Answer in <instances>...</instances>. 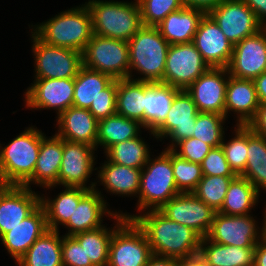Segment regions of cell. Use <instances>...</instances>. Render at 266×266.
Returning a JSON list of instances; mask_svg holds the SVG:
<instances>
[{
  "label": "cell",
  "instance_id": "cell-1",
  "mask_svg": "<svg viewBox=\"0 0 266 266\" xmlns=\"http://www.w3.org/2000/svg\"><path fill=\"white\" fill-rule=\"evenodd\" d=\"M122 215L144 232L153 255L186 260L199 255L202 237L193 229L168 219L159 210ZM137 214V215H136Z\"/></svg>",
  "mask_w": 266,
  "mask_h": 266
},
{
  "label": "cell",
  "instance_id": "cell-2",
  "mask_svg": "<svg viewBox=\"0 0 266 266\" xmlns=\"http://www.w3.org/2000/svg\"><path fill=\"white\" fill-rule=\"evenodd\" d=\"M31 27L30 30L46 44L82 53L93 35L92 17L86 4L62 11Z\"/></svg>",
  "mask_w": 266,
  "mask_h": 266
},
{
  "label": "cell",
  "instance_id": "cell-3",
  "mask_svg": "<svg viewBox=\"0 0 266 266\" xmlns=\"http://www.w3.org/2000/svg\"><path fill=\"white\" fill-rule=\"evenodd\" d=\"M169 45L157 27L142 26L128 41L129 79L162 82ZM135 70L140 78L133 77Z\"/></svg>",
  "mask_w": 266,
  "mask_h": 266
},
{
  "label": "cell",
  "instance_id": "cell-4",
  "mask_svg": "<svg viewBox=\"0 0 266 266\" xmlns=\"http://www.w3.org/2000/svg\"><path fill=\"white\" fill-rule=\"evenodd\" d=\"M44 136L29 126L5 147L0 143V184L22 186L33 175Z\"/></svg>",
  "mask_w": 266,
  "mask_h": 266
},
{
  "label": "cell",
  "instance_id": "cell-5",
  "mask_svg": "<svg viewBox=\"0 0 266 266\" xmlns=\"http://www.w3.org/2000/svg\"><path fill=\"white\" fill-rule=\"evenodd\" d=\"M134 1L85 2L91 13L93 34L128 42L143 26L139 4Z\"/></svg>",
  "mask_w": 266,
  "mask_h": 266
},
{
  "label": "cell",
  "instance_id": "cell-6",
  "mask_svg": "<svg viewBox=\"0 0 266 266\" xmlns=\"http://www.w3.org/2000/svg\"><path fill=\"white\" fill-rule=\"evenodd\" d=\"M179 193L173 175L171 149L164 148L158 156H150L142 168L137 212L159 210Z\"/></svg>",
  "mask_w": 266,
  "mask_h": 266
},
{
  "label": "cell",
  "instance_id": "cell-7",
  "mask_svg": "<svg viewBox=\"0 0 266 266\" xmlns=\"http://www.w3.org/2000/svg\"><path fill=\"white\" fill-rule=\"evenodd\" d=\"M83 66L110 75L129 78L128 42L93 34L83 53Z\"/></svg>",
  "mask_w": 266,
  "mask_h": 266
},
{
  "label": "cell",
  "instance_id": "cell-8",
  "mask_svg": "<svg viewBox=\"0 0 266 266\" xmlns=\"http://www.w3.org/2000/svg\"><path fill=\"white\" fill-rule=\"evenodd\" d=\"M34 79L75 78L83 66L82 52L46 44L32 31Z\"/></svg>",
  "mask_w": 266,
  "mask_h": 266
},
{
  "label": "cell",
  "instance_id": "cell-9",
  "mask_svg": "<svg viewBox=\"0 0 266 266\" xmlns=\"http://www.w3.org/2000/svg\"><path fill=\"white\" fill-rule=\"evenodd\" d=\"M152 255L144 232L133 220L126 219L113 232L107 266H146Z\"/></svg>",
  "mask_w": 266,
  "mask_h": 266
},
{
  "label": "cell",
  "instance_id": "cell-10",
  "mask_svg": "<svg viewBox=\"0 0 266 266\" xmlns=\"http://www.w3.org/2000/svg\"><path fill=\"white\" fill-rule=\"evenodd\" d=\"M209 68L193 42L171 44L169 45L161 83L179 90H186Z\"/></svg>",
  "mask_w": 266,
  "mask_h": 266
},
{
  "label": "cell",
  "instance_id": "cell-11",
  "mask_svg": "<svg viewBox=\"0 0 266 266\" xmlns=\"http://www.w3.org/2000/svg\"><path fill=\"white\" fill-rule=\"evenodd\" d=\"M257 223L251 214L232 216L216 212L206 237L222 245L255 248L263 238V228Z\"/></svg>",
  "mask_w": 266,
  "mask_h": 266
},
{
  "label": "cell",
  "instance_id": "cell-12",
  "mask_svg": "<svg viewBox=\"0 0 266 266\" xmlns=\"http://www.w3.org/2000/svg\"><path fill=\"white\" fill-rule=\"evenodd\" d=\"M96 148L85 143L63 140V156L58 175V186L83 187L89 190L95 189L97 182H89L95 167Z\"/></svg>",
  "mask_w": 266,
  "mask_h": 266
},
{
  "label": "cell",
  "instance_id": "cell-13",
  "mask_svg": "<svg viewBox=\"0 0 266 266\" xmlns=\"http://www.w3.org/2000/svg\"><path fill=\"white\" fill-rule=\"evenodd\" d=\"M207 14L233 45L259 31L260 22L243 0H223Z\"/></svg>",
  "mask_w": 266,
  "mask_h": 266
},
{
  "label": "cell",
  "instance_id": "cell-14",
  "mask_svg": "<svg viewBox=\"0 0 266 266\" xmlns=\"http://www.w3.org/2000/svg\"><path fill=\"white\" fill-rule=\"evenodd\" d=\"M31 85L23 94L28 110L53 109L58 117L73 106L74 78L34 79Z\"/></svg>",
  "mask_w": 266,
  "mask_h": 266
},
{
  "label": "cell",
  "instance_id": "cell-15",
  "mask_svg": "<svg viewBox=\"0 0 266 266\" xmlns=\"http://www.w3.org/2000/svg\"><path fill=\"white\" fill-rule=\"evenodd\" d=\"M159 211L168 219L193 229L202 238L208 235L216 213L193 193H179Z\"/></svg>",
  "mask_w": 266,
  "mask_h": 266
},
{
  "label": "cell",
  "instance_id": "cell-16",
  "mask_svg": "<svg viewBox=\"0 0 266 266\" xmlns=\"http://www.w3.org/2000/svg\"><path fill=\"white\" fill-rule=\"evenodd\" d=\"M198 113L191 95L186 90H180L173 100L166 120L152 137L160 141L169 138L171 144H167V149H171L177 142L192 137Z\"/></svg>",
  "mask_w": 266,
  "mask_h": 266
},
{
  "label": "cell",
  "instance_id": "cell-17",
  "mask_svg": "<svg viewBox=\"0 0 266 266\" xmlns=\"http://www.w3.org/2000/svg\"><path fill=\"white\" fill-rule=\"evenodd\" d=\"M40 205V194L18 185L0 184V238Z\"/></svg>",
  "mask_w": 266,
  "mask_h": 266
},
{
  "label": "cell",
  "instance_id": "cell-18",
  "mask_svg": "<svg viewBox=\"0 0 266 266\" xmlns=\"http://www.w3.org/2000/svg\"><path fill=\"white\" fill-rule=\"evenodd\" d=\"M228 77L227 68L210 67L186 89L198 112L224 115Z\"/></svg>",
  "mask_w": 266,
  "mask_h": 266
},
{
  "label": "cell",
  "instance_id": "cell-19",
  "mask_svg": "<svg viewBox=\"0 0 266 266\" xmlns=\"http://www.w3.org/2000/svg\"><path fill=\"white\" fill-rule=\"evenodd\" d=\"M227 70L230 76L250 80L266 72V38L260 31L234 45Z\"/></svg>",
  "mask_w": 266,
  "mask_h": 266
},
{
  "label": "cell",
  "instance_id": "cell-20",
  "mask_svg": "<svg viewBox=\"0 0 266 266\" xmlns=\"http://www.w3.org/2000/svg\"><path fill=\"white\" fill-rule=\"evenodd\" d=\"M193 43L209 67L227 68L234 45L207 13L199 23Z\"/></svg>",
  "mask_w": 266,
  "mask_h": 266
},
{
  "label": "cell",
  "instance_id": "cell-21",
  "mask_svg": "<svg viewBox=\"0 0 266 266\" xmlns=\"http://www.w3.org/2000/svg\"><path fill=\"white\" fill-rule=\"evenodd\" d=\"M107 199H104L101 191L89 190L79 201L69 221L64 225L68 230L65 235L73 236L80 232L90 231L104 226L103 216L113 217L117 211L108 208Z\"/></svg>",
  "mask_w": 266,
  "mask_h": 266
},
{
  "label": "cell",
  "instance_id": "cell-22",
  "mask_svg": "<svg viewBox=\"0 0 266 266\" xmlns=\"http://www.w3.org/2000/svg\"><path fill=\"white\" fill-rule=\"evenodd\" d=\"M49 230L46 214L43 206L40 204L28 217L20 224L5 233L1 238V244L4 245L8 254L17 263L34 242Z\"/></svg>",
  "mask_w": 266,
  "mask_h": 266
},
{
  "label": "cell",
  "instance_id": "cell-23",
  "mask_svg": "<svg viewBox=\"0 0 266 266\" xmlns=\"http://www.w3.org/2000/svg\"><path fill=\"white\" fill-rule=\"evenodd\" d=\"M63 156V139L56 133L41 139L40 150L33 175L22 185L31 188L36 184L44 189L58 186V175Z\"/></svg>",
  "mask_w": 266,
  "mask_h": 266
},
{
  "label": "cell",
  "instance_id": "cell-24",
  "mask_svg": "<svg viewBox=\"0 0 266 266\" xmlns=\"http://www.w3.org/2000/svg\"><path fill=\"white\" fill-rule=\"evenodd\" d=\"M259 99L253 80L228 77L225 95L224 116L236 114V124L247 125L255 116ZM232 111V112H230Z\"/></svg>",
  "mask_w": 266,
  "mask_h": 266
},
{
  "label": "cell",
  "instance_id": "cell-25",
  "mask_svg": "<svg viewBox=\"0 0 266 266\" xmlns=\"http://www.w3.org/2000/svg\"><path fill=\"white\" fill-rule=\"evenodd\" d=\"M55 133L63 140L85 143L96 148L99 121L88 109L70 107L56 117Z\"/></svg>",
  "mask_w": 266,
  "mask_h": 266
},
{
  "label": "cell",
  "instance_id": "cell-26",
  "mask_svg": "<svg viewBox=\"0 0 266 266\" xmlns=\"http://www.w3.org/2000/svg\"><path fill=\"white\" fill-rule=\"evenodd\" d=\"M96 168L97 183L100 182L98 184L104 186V190L108 193L138 198L142 169L119 165L110 162L107 158L99 169Z\"/></svg>",
  "mask_w": 266,
  "mask_h": 266
},
{
  "label": "cell",
  "instance_id": "cell-27",
  "mask_svg": "<svg viewBox=\"0 0 266 266\" xmlns=\"http://www.w3.org/2000/svg\"><path fill=\"white\" fill-rule=\"evenodd\" d=\"M180 90L161 82H145L144 129L151 135L164 123Z\"/></svg>",
  "mask_w": 266,
  "mask_h": 266
},
{
  "label": "cell",
  "instance_id": "cell-28",
  "mask_svg": "<svg viewBox=\"0 0 266 266\" xmlns=\"http://www.w3.org/2000/svg\"><path fill=\"white\" fill-rule=\"evenodd\" d=\"M205 14L202 9L184 6L168 14L156 27L170 45L193 42L199 23Z\"/></svg>",
  "mask_w": 266,
  "mask_h": 266
},
{
  "label": "cell",
  "instance_id": "cell-29",
  "mask_svg": "<svg viewBox=\"0 0 266 266\" xmlns=\"http://www.w3.org/2000/svg\"><path fill=\"white\" fill-rule=\"evenodd\" d=\"M122 212L120 210L111 217L114 223L116 222L111 229L101 226L94 230L73 235L86 253V263H92L93 266H107L113 232L126 220Z\"/></svg>",
  "mask_w": 266,
  "mask_h": 266
},
{
  "label": "cell",
  "instance_id": "cell-30",
  "mask_svg": "<svg viewBox=\"0 0 266 266\" xmlns=\"http://www.w3.org/2000/svg\"><path fill=\"white\" fill-rule=\"evenodd\" d=\"M64 188L53 199L44 196V194L40 195V204L45 210L47 225L50 230L59 231V227L64 226L69 221L79 201L89 191L83 187L65 186Z\"/></svg>",
  "mask_w": 266,
  "mask_h": 266
},
{
  "label": "cell",
  "instance_id": "cell-31",
  "mask_svg": "<svg viewBox=\"0 0 266 266\" xmlns=\"http://www.w3.org/2000/svg\"><path fill=\"white\" fill-rule=\"evenodd\" d=\"M59 231L47 230L17 262L18 266H63Z\"/></svg>",
  "mask_w": 266,
  "mask_h": 266
},
{
  "label": "cell",
  "instance_id": "cell-32",
  "mask_svg": "<svg viewBox=\"0 0 266 266\" xmlns=\"http://www.w3.org/2000/svg\"><path fill=\"white\" fill-rule=\"evenodd\" d=\"M254 249L222 245L204 237L199 256L209 266H253Z\"/></svg>",
  "mask_w": 266,
  "mask_h": 266
},
{
  "label": "cell",
  "instance_id": "cell-33",
  "mask_svg": "<svg viewBox=\"0 0 266 266\" xmlns=\"http://www.w3.org/2000/svg\"><path fill=\"white\" fill-rule=\"evenodd\" d=\"M141 128L144 129L139 121L123 117L117 113L101 119L98 123L96 150L98 146H102L104 154L112 145L139 136Z\"/></svg>",
  "mask_w": 266,
  "mask_h": 266
},
{
  "label": "cell",
  "instance_id": "cell-34",
  "mask_svg": "<svg viewBox=\"0 0 266 266\" xmlns=\"http://www.w3.org/2000/svg\"><path fill=\"white\" fill-rule=\"evenodd\" d=\"M260 192L241 175L229 184L224 203L218 211L224 215H249L259 202Z\"/></svg>",
  "mask_w": 266,
  "mask_h": 266
},
{
  "label": "cell",
  "instance_id": "cell-35",
  "mask_svg": "<svg viewBox=\"0 0 266 266\" xmlns=\"http://www.w3.org/2000/svg\"><path fill=\"white\" fill-rule=\"evenodd\" d=\"M145 82L117 79L116 112L123 117L137 120L144 127Z\"/></svg>",
  "mask_w": 266,
  "mask_h": 266
},
{
  "label": "cell",
  "instance_id": "cell-36",
  "mask_svg": "<svg viewBox=\"0 0 266 266\" xmlns=\"http://www.w3.org/2000/svg\"><path fill=\"white\" fill-rule=\"evenodd\" d=\"M260 193L266 191V137L255 134L247 125V163L241 175ZM261 188V189H260Z\"/></svg>",
  "mask_w": 266,
  "mask_h": 266
},
{
  "label": "cell",
  "instance_id": "cell-37",
  "mask_svg": "<svg viewBox=\"0 0 266 266\" xmlns=\"http://www.w3.org/2000/svg\"><path fill=\"white\" fill-rule=\"evenodd\" d=\"M113 80L108 74L82 66L74 78L73 107L89 109Z\"/></svg>",
  "mask_w": 266,
  "mask_h": 266
},
{
  "label": "cell",
  "instance_id": "cell-38",
  "mask_svg": "<svg viewBox=\"0 0 266 266\" xmlns=\"http://www.w3.org/2000/svg\"><path fill=\"white\" fill-rule=\"evenodd\" d=\"M149 145L141 135L112 145L104 154L113 163L142 169L150 158Z\"/></svg>",
  "mask_w": 266,
  "mask_h": 266
},
{
  "label": "cell",
  "instance_id": "cell-39",
  "mask_svg": "<svg viewBox=\"0 0 266 266\" xmlns=\"http://www.w3.org/2000/svg\"><path fill=\"white\" fill-rule=\"evenodd\" d=\"M234 177L203 175L192 193L215 212H218L224 203L229 184Z\"/></svg>",
  "mask_w": 266,
  "mask_h": 266
},
{
  "label": "cell",
  "instance_id": "cell-40",
  "mask_svg": "<svg viewBox=\"0 0 266 266\" xmlns=\"http://www.w3.org/2000/svg\"><path fill=\"white\" fill-rule=\"evenodd\" d=\"M227 118L216 113L199 112L196 117L193 138H197L213 148L221 146L225 136L223 127Z\"/></svg>",
  "mask_w": 266,
  "mask_h": 266
},
{
  "label": "cell",
  "instance_id": "cell-41",
  "mask_svg": "<svg viewBox=\"0 0 266 266\" xmlns=\"http://www.w3.org/2000/svg\"><path fill=\"white\" fill-rule=\"evenodd\" d=\"M234 127V137L221 143L226 160L235 175H242L247 163V125Z\"/></svg>",
  "mask_w": 266,
  "mask_h": 266
},
{
  "label": "cell",
  "instance_id": "cell-42",
  "mask_svg": "<svg viewBox=\"0 0 266 266\" xmlns=\"http://www.w3.org/2000/svg\"><path fill=\"white\" fill-rule=\"evenodd\" d=\"M171 161L178 191L180 193H192L203 177L201 164L183 159L172 150Z\"/></svg>",
  "mask_w": 266,
  "mask_h": 266
},
{
  "label": "cell",
  "instance_id": "cell-43",
  "mask_svg": "<svg viewBox=\"0 0 266 266\" xmlns=\"http://www.w3.org/2000/svg\"><path fill=\"white\" fill-rule=\"evenodd\" d=\"M143 26L159 25L164 18L184 7L182 0H137Z\"/></svg>",
  "mask_w": 266,
  "mask_h": 266
},
{
  "label": "cell",
  "instance_id": "cell-44",
  "mask_svg": "<svg viewBox=\"0 0 266 266\" xmlns=\"http://www.w3.org/2000/svg\"><path fill=\"white\" fill-rule=\"evenodd\" d=\"M117 79H114L92 102L89 112L99 121L116 114Z\"/></svg>",
  "mask_w": 266,
  "mask_h": 266
},
{
  "label": "cell",
  "instance_id": "cell-45",
  "mask_svg": "<svg viewBox=\"0 0 266 266\" xmlns=\"http://www.w3.org/2000/svg\"><path fill=\"white\" fill-rule=\"evenodd\" d=\"M212 148L209 144L190 137L177 142L171 150L183 159L201 164Z\"/></svg>",
  "mask_w": 266,
  "mask_h": 266
},
{
  "label": "cell",
  "instance_id": "cell-46",
  "mask_svg": "<svg viewBox=\"0 0 266 266\" xmlns=\"http://www.w3.org/2000/svg\"><path fill=\"white\" fill-rule=\"evenodd\" d=\"M202 174L206 176H236L231 170L221 146L212 148L201 163Z\"/></svg>",
  "mask_w": 266,
  "mask_h": 266
},
{
  "label": "cell",
  "instance_id": "cell-47",
  "mask_svg": "<svg viewBox=\"0 0 266 266\" xmlns=\"http://www.w3.org/2000/svg\"><path fill=\"white\" fill-rule=\"evenodd\" d=\"M62 260L63 266H93L86 263V253L73 236L63 235Z\"/></svg>",
  "mask_w": 266,
  "mask_h": 266
},
{
  "label": "cell",
  "instance_id": "cell-48",
  "mask_svg": "<svg viewBox=\"0 0 266 266\" xmlns=\"http://www.w3.org/2000/svg\"><path fill=\"white\" fill-rule=\"evenodd\" d=\"M247 125L255 134L266 137V103L259 104L256 116Z\"/></svg>",
  "mask_w": 266,
  "mask_h": 266
},
{
  "label": "cell",
  "instance_id": "cell-49",
  "mask_svg": "<svg viewBox=\"0 0 266 266\" xmlns=\"http://www.w3.org/2000/svg\"><path fill=\"white\" fill-rule=\"evenodd\" d=\"M185 7H192L204 10L206 13L215 8L223 0H182Z\"/></svg>",
  "mask_w": 266,
  "mask_h": 266
},
{
  "label": "cell",
  "instance_id": "cell-50",
  "mask_svg": "<svg viewBox=\"0 0 266 266\" xmlns=\"http://www.w3.org/2000/svg\"><path fill=\"white\" fill-rule=\"evenodd\" d=\"M255 13L259 22L266 19V0H243Z\"/></svg>",
  "mask_w": 266,
  "mask_h": 266
},
{
  "label": "cell",
  "instance_id": "cell-51",
  "mask_svg": "<svg viewBox=\"0 0 266 266\" xmlns=\"http://www.w3.org/2000/svg\"><path fill=\"white\" fill-rule=\"evenodd\" d=\"M253 266H266V240L264 238L255 245Z\"/></svg>",
  "mask_w": 266,
  "mask_h": 266
},
{
  "label": "cell",
  "instance_id": "cell-52",
  "mask_svg": "<svg viewBox=\"0 0 266 266\" xmlns=\"http://www.w3.org/2000/svg\"><path fill=\"white\" fill-rule=\"evenodd\" d=\"M146 266H182V260L152 255Z\"/></svg>",
  "mask_w": 266,
  "mask_h": 266
},
{
  "label": "cell",
  "instance_id": "cell-53",
  "mask_svg": "<svg viewBox=\"0 0 266 266\" xmlns=\"http://www.w3.org/2000/svg\"><path fill=\"white\" fill-rule=\"evenodd\" d=\"M257 95L260 104L266 103V72H263L260 76L256 77L254 80Z\"/></svg>",
  "mask_w": 266,
  "mask_h": 266
},
{
  "label": "cell",
  "instance_id": "cell-54",
  "mask_svg": "<svg viewBox=\"0 0 266 266\" xmlns=\"http://www.w3.org/2000/svg\"><path fill=\"white\" fill-rule=\"evenodd\" d=\"M182 266H209V265L198 255L194 258L182 260Z\"/></svg>",
  "mask_w": 266,
  "mask_h": 266
},
{
  "label": "cell",
  "instance_id": "cell-55",
  "mask_svg": "<svg viewBox=\"0 0 266 266\" xmlns=\"http://www.w3.org/2000/svg\"><path fill=\"white\" fill-rule=\"evenodd\" d=\"M259 31L266 38V19L260 22Z\"/></svg>",
  "mask_w": 266,
  "mask_h": 266
},
{
  "label": "cell",
  "instance_id": "cell-56",
  "mask_svg": "<svg viewBox=\"0 0 266 266\" xmlns=\"http://www.w3.org/2000/svg\"><path fill=\"white\" fill-rule=\"evenodd\" d=\"M264 214V219L262 222V228H263V238L266 240V205H265V211L263 212Z\"/></svg>",
  "mask_w": 266,
  "mask_h": 266
}]
</instances>
